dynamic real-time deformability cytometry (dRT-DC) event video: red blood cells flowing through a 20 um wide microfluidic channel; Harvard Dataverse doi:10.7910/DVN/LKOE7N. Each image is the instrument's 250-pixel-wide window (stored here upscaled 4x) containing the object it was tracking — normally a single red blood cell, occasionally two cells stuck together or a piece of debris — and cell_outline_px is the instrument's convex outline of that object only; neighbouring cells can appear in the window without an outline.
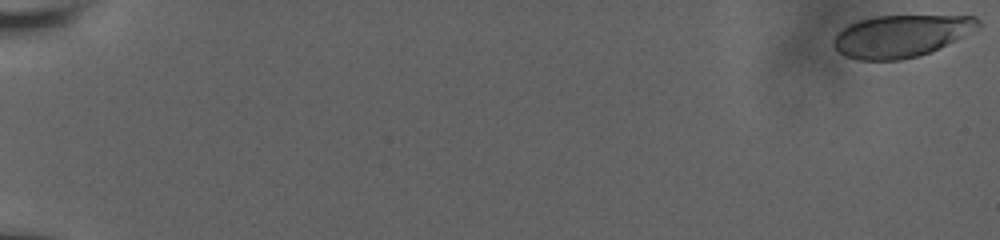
{"species": "human", "species_latin": "Homo sapiens", "temperature_condition": "room temperature", "stored_images_in_passage": 58, "camera_frame_rate_fps": 3000, "um_per_image_px": 0.085, "donor": {"sex": "male"}, "frame": {"image": 1, "passage_image": 1, "time_ms": 0.0, "image_size_px": [1000, 240], "cell_outline_px": [[980, 28], [928, 52], [916, 56], [900, 60], [856, 60], [844, 56], [832, 44], [832, 40], [844, 28], [860, 20], [876, 16], [976, 16], [980, 20]], "centroid_in_image_um": [76.58, 3.06], "position_along_channel_um": 8.4, "area_um2": 34.97}}
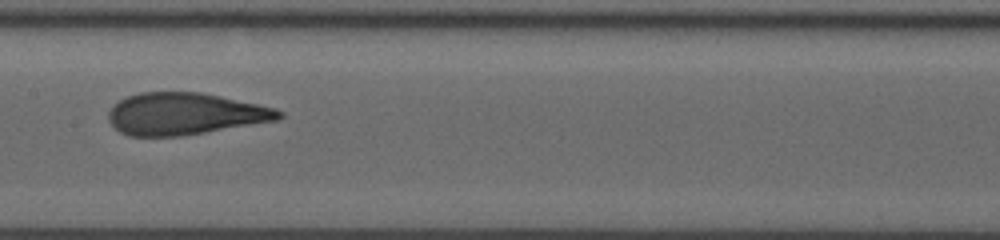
{"frame": {"image": 2, "passage_image": 33, "time_ms": 10.667, "image_size_px": [1000, 240], "cell_outline_px": [[284, 116], [280, 120], [180, 136], [128, 136], [120, 132], [108, 120], [108, 112], [120, 100], [128, 96], [140, 92], [200, 92], [220, 96], [276, 108], [284, 112]], "centroid_in_image_um": [15.75, 9.68], "position_along_channel_um": 191.7, "area_um2": 41.56}}
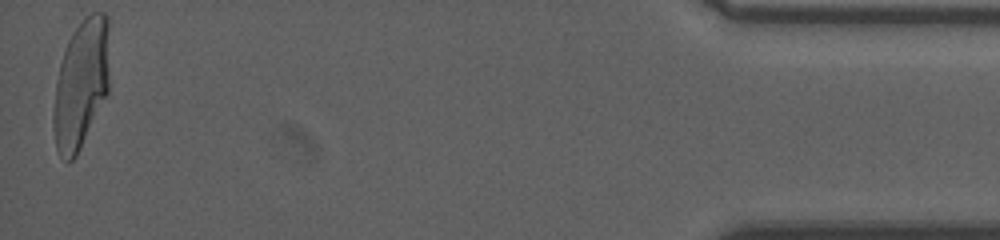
{"frame": {"image": 3, "passage_image": 58, "time_ms": 19.0, "image_size_px": [1000, 240], "cell_outline_px": [[108, 92], [76, 156], [68, 164], [60, 156], [56, 148], [52, 124], [52, 116], [56, 80], [60, 64], [68, 40], [76, 28], [92, 12], [104, 12], [108, 16]], "centroid_in_image_um": [6.87, 7.18], "position_along_channel_um": 428.3, "area_um2": 41.85}, "authors_computed_cell_mechanics": {"area_um2": 41.0958, "velocity_mm_per_s": 3.8025, "shape_relaxation_time_tau1_ms": 6.2598, "shape_relaxation_time_tau2_ms": 0.7548, "deformation_change_tau1": 0.2405, "deformation_change_tau2": 0.0869}}